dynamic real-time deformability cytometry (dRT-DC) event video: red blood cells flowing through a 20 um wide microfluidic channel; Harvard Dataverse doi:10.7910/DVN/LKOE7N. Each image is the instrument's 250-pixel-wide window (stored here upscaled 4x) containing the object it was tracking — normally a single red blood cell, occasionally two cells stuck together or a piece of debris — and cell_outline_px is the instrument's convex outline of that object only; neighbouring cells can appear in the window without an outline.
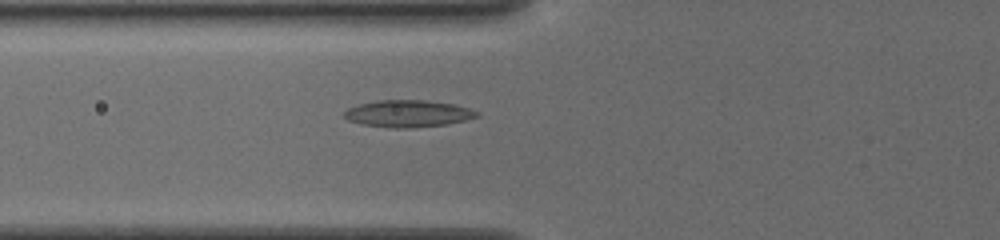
{"species": "common noctule bat (a hibernating species)", "species_latin": "Nyctalus noctula", "temperature_condition": "cold", "stored_images_in_passage": 50, "camera_frame_rate_fps": 3000, "um_per_image_px": 0.085, "animal": {"sex": "female", "body_mass_g": 19.5, "forearm_length_mm": 54.1}, "frame": {"image": 1, "passage_image": 18, "time_ms": 5.667, "image_size_px": [1000, 240], "cell_outline_px": [[480, 116], [448, 124], [404, 128], [396, 128], [360, 124], [348, 120], [344, 116], [344, 112], [348, 108], [356, 104], [376, 100], [424, 100], [452, 104], [468, 108], [480, 112]], "centroid_in_image_um": [34.65, 9.65], "position_along_channel_um": 91.1, "area_um2": 20.81}}
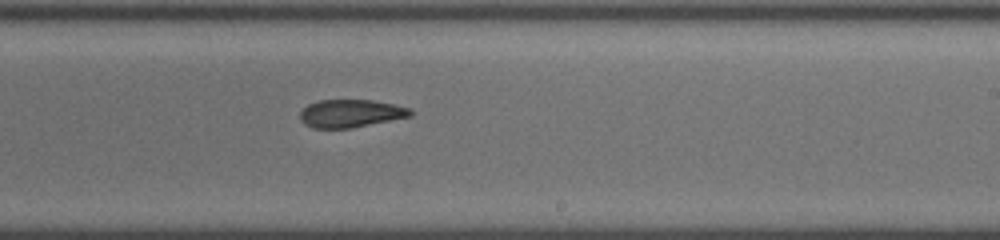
{"frame": {"image": 2, "passage_image": 31, "time_ms": 10.0, "image_size_px": [1000, 240], "cell_outline_px": [[412, 116], [352, 128], [312, 128], [304, 124], [300, 120], [300, 112], [308, 104], [320, 100], [372, 100], [412, 108]], "centroid_in_image_um": [29.81, 9.64], "position_along_channel_um": 259.2, "area_um2": 17.98}}
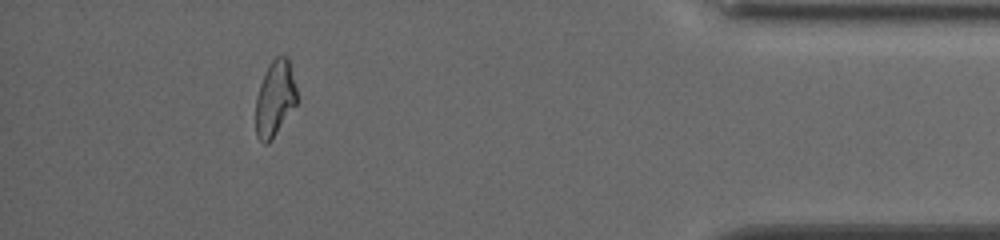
{"frame": {"image": 3, "passage_image": 46, "time_ms": 15.0, "image_size_px": [1000, 240], "cell_outline_px": [[296, 104], [272, 140], [268, 144], [264, 144], [256, 136], [256, 96], [264, 72], [268, 64], [276, 56], [288, 56], [296, 88]], "centroid_in_image_um": [23.35, 8.37], "position_along_channel_um": 411.8, "area_um2": 18.21}, "authors_computed_cell_mechanics": {"area_um2": 19.1318, "velocity_mm_per_s": 3.8863, "shape_relaxation_time_tau1_ms": null, "shape_relaxation_time_tau2_ms": 4.0474, "deformation_change_tau1": null, "deformation_change_tau2": 0.1061}}